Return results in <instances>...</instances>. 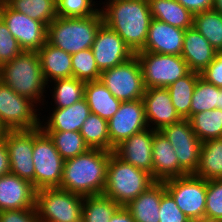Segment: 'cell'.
<instances>
[{
	"instance_id": "50",
	"label": "cell",
	"mask_w": 222,
	"mask_h": 222,
	"mask_svg": "<svg viewBox=\"0 0 222 222\" xmlns=\"http://www.w3.org/2000/svg\"><path fill=\"white\" fill-rule=\"evenodd\" d=\"M4 132H5V130H4V129L2 128V126L0 125V139L3 138Z\"/></svg>"
},
{
	"instance_id": "17",
	"label": "cell",
	"mask_w": 222,
	"mask_h": 222,
	"mask_svg": "<svg viewBox=\"0 0 222 222\" xmlns=\"http://www.w3.org/2000/svg\"><path fill=\"white\" fill-rule=\"evenodd\" d=\"M153 136L154 130L146 128L122 141L113 153L124 162L148 172L153 178Z\"/></svg>"
},
{
	"instance_id": "41",
	"label": "cell",
	"mask_w": 222,
	"mask_h": 222,
	"mask_svg": "<svg viewBox=\"0 0 222 222\" xmlns=\"http://www.w3.org/2000/svg\"><path fill=\"white\" fill-rule=\"evenodd\" d=\"M23 50L9 31L3 20L0 21V67L13 60Z\"/></svg>"
},
{
	"instance_id": "11",
	"label": "cell",
	"mask_w": 222,
	"mask_h": 222,
	"mask_svg": "<svg viewBox=\"0 0 222 222\" xmlns=\"http://www.w3.org/2000/svg\"><path fill=\"white\" fill-rule=\"evenodd\" d=\"M166 191L191 220L205 217L207 181L194 174L163 181Z\"/></svg>"
},
{
	"instance_id": "2",
	"label": "cell",
	"mask_w": 222,
	"mask_h": 222,
	"mask_svg": "<svg viewBox=\"0 0 222 222\" xmlns=\"http://www.w3.org/2000/svg\"><path fill=\"white\" fill-rule=\"evenodd\" d=\"M112 153L101 149H89L76 157L66 159L58 188L83 197L102 195Z\"/></svg>"
},
{
	"instance_id": "45",
	"label": "cell",
	"mask_w": 222,
	"mask_h": 222,
	"mask_svg": "<svg viewBox=\"0 0 222 222\" xmlns=\"http://www.w3.org/2000/svg\"><path fill=\"white\" fill-rule=\"evenodd\" d=\"M193 15L213 9L214 0H176Z\"/></svg>"
},
{
	"instance_id": "28",
	"label": "cell",
	"mask_w": 222,
	"mask_h": 222,
	"mask_svg": "<svg viewBox=\"0 0 222 222\" xmlns=\"http://www.w3.org/2000/svg\"><path fill=\"white\" fill-rule=\"evenodd\" d=\"M195 176L208 180L222 179V138L202 142Z\"/></svg>"
},
{
	"instance_id": "42",
	"label": "cell",
	"mask_w": 222,
	"mask_h": 222,
	"mask_svg": "<svg viewBox=\"0 0 222 222\" xmlns=\"http://www.w3.org/2000/svg\"><path fill=\"white\" fill-rule=\"evenodd\" d=\"M159 222H191V220L181 211L173 197L166 191L161 197Z\"/></svg>"
},
{
	"instance_id": "48",
	"label": "cell",
	"mask_w": 222,
	"mask_h": 222,
	"mask_svg": "<svg viewBox=\"0 0 222 222\" xmlns=\"http://www.w3.org/2000/svg\"><path fill=\"white\" fill-rule=\"evenodd\" d=\"M213 9L222 14V0H214Z\"/></svg>"
},
{
	"instance_id": "47",
	"label": "cell",
	"mask_w": 222,
	"mask_h": 222,
	"mask_svg": "<svg viewBox=\"0 0 222 222\" xmlns=\"http://www.w3.org/2000/svg\"><path fill=\"white\" fill-rule=\"evenodd\" d=\"M109 222H135V220L125 206H120Z\"/></svg>"
},
{
	"instance_id": "7",
	"label": "cell",
	"mask_w": 222,
	"mask_h": 222,
	"mask_svg": "<svg viewBox=\"0 0 222 222\" xmlns=\"http://www.w3.org/2000/svg\"><path fill=\"white\" fill-rule=\"evenodd\" d=\"M135 55L141 66L145 89L166 88L190 72L181 55L147 51H139Z\"/></svg>"
},
{
	"instance_id": "25",
	"label": "cell",
	"mask_w": 222,
	"mask_h": 222,
	"mask_svg": "<svg viewBox=\"0 0 222 222\" xmlns=\"http://www.w3.org/2000/svg\"><path fill=\"white\" fill-rule=\"evenodd\" d=\"M165 192L164 182L156 181L125 205V208L131 213L135 222H159L160 202Z\"/></svg>"
},
{
	"instance_id": "27",
	"label": "cell",
	"mask_w": 222,
	"mask_h": 222,
	"mask_svg": "<svg viewBox=\"0 0 222 222\" xmlns=\"http://www.w3.org/2000/svg\"><path fill=\"white\" fill-rule=\"evenodd\" d=\"M152 19L186 30L193 26V14L176 0H148Z\"/></svg>"
},
{
	"instance_id": "9",
	"label": "cell",
	"mask_w": 222,
	"mask_h": 222,
	"mask_svg": "<svg viewBox=\"0 0 222 222\" xmlns=\"http://www.w3.org/2000/svg\"><path fill=\"white\" fill-rule=\"evenodd\" d=\"M38 105L17 94L0 80V125L5 131L30 130L40 127ZM39 114H38V113ZM39 116V117H38Z\"/></svg>"
},
{
	"instance_id": "38",
	"label": "cell",
	"mask_w": 222,
	"mask_h": 222,
	"mask_svg": "<svg viewBox=\"0 0 222 222\" xmlns=\"http://www.w3.org/2000/svg\"><path fill=\"white\" fill-rule=\"evenodd\" d=\"M100 76L91 48L72 54V77L90 82L99 80Z\"/></svg>"
},
{
	"instance_id": "30",
	"label": "cell",
	"mask_w": 222,
	"mask_h": 222,
	"mask_svg": "<svg viewBox=\"0 0 222 222\" xmlns=\"http://www.w3.org/2000/svg\"><path fill=\"white\" fill-rule=\"evenodd\" d=\"M216 108L222 110V88L210 84L200 77L192 95L190 118L199 112Z\"/></svg>"
},
{
	"instance_id": "26",
	"label": "cell",
	"mask_w": 222,
	"mask_h": 222,
	"mask_svg": "<svg viewBox=\"0 0 222 222\" xmlns=\"http://www.w3.org/2000/svg\"><path fill=\"white\" fill-rule=\"evenodd\" d=\"M91 113L107 121L115 115L121 101L104 86L100 80L86 82L85 96Z\"/></svg>"
},
{
	"instance_id": "20",
	"label": "cell",
	"mask_w": 222,
	"mask_h": 222,
	"mask_svg": "<svg viewBox=\"0 0 222 222\" xmlns=\"http://www.w3.org/2000/svg\"><path fill=\"white\" fill-rule=\"evenodd\" d=\"M185 30L163 21L152 19L144 48L141 51L181 55Z\"/></svg>"
},
{
	"instance_id": "35",
	"label": "cell",
	"mask_w": 222,
	"mask_h": 222,
	"mask_svg": "<svg viewBox=\"0 0 222 222\" xmlns=\"http://www.w3.org/2000/svg\"><path fill=\"white\" fill-rule=\"evenodd\" d=\"M13 10L48 26L56 17V0H6Z\"/></svg>"
},
{
	"instance_id": "19",
	"label": "cell",
	"mask_w": 222,
	"mask_h": 222,
	"mask_svg": "<svg viewBox=\"0 0 222 222\" xmlns=\"http://www.w3.org/2000/svg\"><path fill=\"white\" fill-rule=\"evenodd\" d=\"M37 189L19 176L8 173L0 177V211L35 208Z\"/></svg>"
},
{
	"instance_id": "8",
	"label": "cell",
	"mask_w": 222,
	"mask_h": 222,
	"mask_svg": "<svg viewBox=\"0 0 222 222\" xmlns=\"http://www.w3.org/2000/svg\"><path fill=\"white\" fill-rule=\"evenodd\" d=\"M33 165L34 187H59L62 181L65 160L60 156L52 139L40 127L34 129Z\"/></svg>"
},
{
	"instance_id": "10",
	"label": "cell",
	"mask_w": 222,
	"mask_h": 222,
	"mask_svg": "<svg viewBox=\"0 0 222 222\" xmlns=\"http://www.w3.org/2000/svg\"><path fill=\"white\" fill-rule=\"evenodd\" d=\"M99 80L121 102L143 99L145 87L136 55L111 69L102 71Z\"/></svg>"
},
{
	"instance_id": "32",
	"label": "cell",
	"mask_w": 222,
	"mask_h": 222,
	"mask_svg": "<svg viewBox=\"0 0 222 222\" xmlns=\"http://www.w3.org/2000/svg\"><path fill=\"white\" fill-rule=\"evenodd\" d=\"M193 27L217 52H222V14L214 9L193 15Z\"/></svg>"
},
{
	"instance_id": "6",
	"label": "cell",
	"mask_w": 222,
	"mask_h": 222,
	"mask_svg": "<svg viewBox=\"0 0 222 222\" xmlns=\"http://www.w3.org/2000/svg\"><path fill=\"white\" fill-rule=\"evenodd\" d=\"M84 197L58 187L36 192V211L41 222H82Z\"/></svg>"
},
{
	"instance_id": "49",
	"label": "cell",
	"mask_w": 222,
	"mask_h": 222,
	"mask_svg": "<svg viewBox=\"0 0 222 222\" xmlns=\"http://www.w3.org/2000/svg\"><path fill=\"white\" fill-rule=\"evenodd\" d=\"M191 222H222V221L203 217V218H200V219H197V220H193Z\"/></svg>"
},
{
	"instance_id": "15",
	"label": "cell",
	"mask_w": 222,
	"mask_h": 222,
	"mask_svg": "<svg viewBox=\"0 0 222 222\" xmlns=\"http://www.w3.org/2000/svg\"><path fill=\"white\" fill-rule=\"evenodd\" d=\"M4 142L8 149L10 173L34 185L33 165L34 129L5 131Z\"/></svg>"
},
{
	"instance_id": "44",
	"label": "cell",
	"mask_w": 222,
	"mask_h": 222,
	"mask_svg": "<svg viewBox=\"0 0 222 222\" xmlns=\"http://www.w3.org/2000/svg\"><path fill=\"white\" fill-rule=\"evenodd\" d=\"M206 82L222 88V52H217L214 60L200 73Z\"/></svg>"
},
{
	"instance_id": "22",
	"label": "cell",
	"mask_w": 222,
	"mask_h": 222,
	"mask_svg": "<svg viewBox=\"0 0 222 222\" xmlns=\"http://www.w3.org/2000/svg\"><path fill=\"white\" fill-rule=\"evenodd\" d=\"M51 111L47 118L40 121V128L43 131H80L84 121L91 114L85 98L69 107L54 110L52 108Z\"/></svg>"
},
{
	"instance_id": "43",
	"label": "cell",
	"mask_w": 222,
	"mask_h": 222,
	"mask_svg": "<svg viewBox=\"0 0 222 222\" xmlns=\"http://www.w3.org/2000/svg\"><path fill=\"white\" fill-rule=\"evenodd\" d=\"M0 222H41L36 208L0 211Z\"/></svg>"
},
{
	"instance_id": "13",
	"label": "cell",
	"mask_w": 222,
	"mask_h": 222,
	"mask_svg": "<svg viewBox=\"0 0 222 222\" xmlns=\"http://www.w3.org/2000/svg\"><path fill=\"white\" fill-rule=\"evenodd\" d=\"M1 19L23 51H38L47 42V26L16 10L0 4Z\"/></svg>"
},
{
	"instance_id": "5",
	"label": "cell",
	"mask_w": 222,
	"mask_h": 222,
	"mask_svg": "<svg viewBox=\"0 0 222 222\" xmlns=\"http://www.w3.org/2000/svg\"><path fill=\"white\" fill-rule=\"evenodd\" d=\"M155 182L151 174L124 162L112 153L102 195L111 198L120 206H125Z\"/></svg>"
},
{
	"instance_id": "12",
	"label": "cell",
	"mask_w": 222,
	"mask_h": 222,
	"mask_svg": "<svg viewBox=\"0 0 222 222\" xmlns=\"http://www.w3.org/2000/svg\"><path fill=\"white\" fill-rule=\"evenodd\" d=\"M160 131L171 143L179 166L187 174H195L199 166L202 142L194 133L190 121L182 119L164 126Z\"/></svg>"
},
{
	"instance_id": "4",
	"label": "cell",
	"mask_w": 222,
	"mask_h": 222,
	"mask_svg": "<svg viewBox=\"0 0 222 222\" xmlns=\"http://www.w3.org/2000/svg\"><path fill=\"white\" fill-rule=\"evenodd\" d=\"M102 24L101 11L90 17L57 16L47 26V41L72 55L92 47L96 33Z\"/></svg>"
},
{
	"instance_id": "40",
	"label": "cell",
	"mask_w": 222,
	"mask_h": 222,
	"mask_svg": "<svg viewBox=\"0 0 222 222\" xmlns=\"http://www.w3.org/2000/svg\"><path fill=\"white\" fill-rule=\"evenodd\" d=\"M205 217L222 221V179L207 181Z\"/></svg>"
},
{
	"instance_id": "21",
	"label": "cell",
	"mask_w": 222,
	"mask_h": 222,
	"mask_svg": "<svg viewBox=\"0 0 222 222\" xmlns=\"http://www.w3.org/2000/svg\"><path fill=\"white\" fill-rule=\"evenodd\" d=\"M153 179L158 182L188 175L180 166L175 151L161 131L154 130L152 144Z\"/></svg>"
},
{
	"instance_id": "34",
	"label": "cell",
	"mask_w": 222,
	"mask_h": 222,
	"mask_svg": "<svg viewBox=\"0 0 222 222\" xmlns=\"http://www.w3.org/2000/svg\"><path fill=\"white\" fill-rule=\"evenodd\" d=\"M80 134L90 149L110 151L108 121L91 113L84 121Z\"/></svg>"
},
{
	"instance_id": "39",
	"label": "cell",
	"mask_w": 222,
	"mask_h": 222,
	"mask_svg": "<svg viewBox=\"0 0 222 222\" xmlns=\"http://www.w3.org/2000/svg\"><path fill=\"white\" fill-rule=\"evenodd\" d=\"M99 4L93 0H56V12L65 18L90 17L100 11Z\"/></svg>"
},
{
	"instance_id": "24",
	"label": "cell",
	"mask_w": 222,
	"mask_h": 222,
	"mask_svg": "<svg viewBox=\"0 0 222 222\" xmlns=\"http://www.w3.org/2000/svg\"><path fill=\"white\" fill-rule=\"evenodd\" d=\"M46 84L72 77V55L51 45L48 41L37 51Z\"/></svg>"
},
{
	"instance_id": "36",
	"label": "cell",
	"mask_w": 222,
	"mask_h": 222,
	"mask_svg": "<svg viewBox=\"0 0 222 222\" xmlns=\"http://www.w3.org/2000/svg\"><path fill=\"white\" fill-rule=\"evenodd\" d=\"M120 207L104 195L85 196L82 206V222H109Z\"/></svg>"
},
{
	"instance_id": "16",
	"label": "cell",
	"mask_w": 222,
	"mask_h": 222,
	"mask_svg": "<svg viewBox=\"0 0 222 222\" xmlns=\"http://www.w3.org/2000/svg\"><path fill=\"white\" fill-rule=\"evenodd\" d=\"M91 49L100 72L111 69L135 55L121 36L104 23L97 31Z\"/></svg>"
},
{
	"instance_id": "1",
	"label": "cell",
	"mask_w": 222,
	"mask_h": 222,
	"mask_svg": "<svg viewBox=\"0 0 222 222\" xmlns=\"http://www.w3.org/2000/svg\"><path fill=\"white\" fill-rule=\"evenodd\" d=\"M106 1L100 3L103 23L118 33L134 54L141 51L152 20L148 0Z\"/></svg>"
},
{
	"instance_id": "31",
	"label": "cell",
	"mask_w": 222,
	"mask_h": 222,
	"mask_svg": "<svg viewBox=\"0 0 222 222\" xmlns=\"http://www.w3.org/2000/svg\"><path fill=\"white\" fill-rule=\"evenodd\" d=\"M49 84L53 85L51 92L55 105L54 109L69 107L85 96L86 82L75 77L57 79Z\"/></svg>"
},
{
	"instance_id": "14",
	"label": "cell",
	"mask_w": 222,
	"mask_h": 222,
	"mask_svg": "<svg viewBox=\"0 0 222 222\" xmlns=\"http://www.w3.org/2000/svg\"><path fill=\"white\" fill-rule=\"evenodd\" d=\"M146 128L143 99L121 102L117 113L108 120L110 151L113 152L122 141Z\"/></svg>"
},
{
	"instance_id": "29",
	"label": "cell",
	"mask_w": 222,
	"mask_h": 222,
	"mask_svg": "<svg viewBox=\"0 0 222 222\" xmlns=\"http://www.w3.org/2000/svg\"><path fill=\"white\" fill-rule=\"evenodd\" d=\"M200 77V73L190 71L186 76L166 87L172 104L182 119H190L192 95Z\"/></svg>"
},
{
	"instance_id": "18",
	"label": "cell",
	"mask_w": 222,
	"mask_h": 222,
	"mask_svg": "<svg viewBox=\"0 0 222 222\" xmlns=\"http://www.w3.org/2000/svg\"><path fill=\"white\" fill-rule=\"evenodd\" d=\"M148 128L160 131L182 118L172 104L167 88H147L143 95ZM152 124V125H151Z\"/></svg>"
},
{
	"instance_id": "3",
	"label": "cell",
	"mask_w": 222,
	"mask_h": 222,
	"mask_svg": "<svg viewBox=\"0 0 222 222\" xmlns=\"http://www.w3.org/2000/svg\"><path fill=\"white\" fill-rule=\"evenodd\" d=\"M0 80L17 94L29 98L38 106L46 104L47 86L37 51H22L0 67Z\"/></svg>"
},
{
	"instance_id": "46",
	"label": "cell",
	"mask_w": 222,
	"mask_h": 222,
	"mask_svg": "<svg viewBox=\"0 0 222 222\" xmlns=\"http://www.w3.org/2000/svg\"><path fill=\"white\" fill-rule=\"evenodd\" d=\"M10 173V162L8 149L4 142V137L0 139V177Z\"/></svg>"
},
{
	"instance_id": "33",
	"label": "cell",
	"mask_w": 222,
	"mask_h": 222,
	"mask_svg": "<svg viewBox=\"0 0 222 222\" xmlns=\"http://www.w3.org/2000/svg\"><path fill=\"white\" fill-rule=\"evenodd\" d=\"M194 133L201 141L222 138V110L216 108L194 114L189 119Z\"/></svg>"
},
{
	"instance_id": "23",
	"label": "cell",
	"mask_w": 222,
	"mask_h": 222,
	"mask_svg": "<svg viewBox=\"0 0 222 222\" xmlns=\"http://www.w3.org/2000/svg\"><path fill=\"white\" fill-rule=\"evenodd\" d=\"M217 51L195 27L185 30L181 56L190 71L201 73L213 60Z\"/></svg>"
},
{
	"instance_id": "37",
	"label": "cell",
	"mask_w": 222,
	"mask_h": 222,
	"mask_svg": "<svg viewBox=\"0 0 222 222\" xmlns=\"http://www.w3.org/2000/svg\"><path fill=\"white\" fill-rule=\"evenodd\" d=\"M52 139L60 156L66 160L85 153L90 148L80 131H44Z\"/></svg>"
}]
</instances>
